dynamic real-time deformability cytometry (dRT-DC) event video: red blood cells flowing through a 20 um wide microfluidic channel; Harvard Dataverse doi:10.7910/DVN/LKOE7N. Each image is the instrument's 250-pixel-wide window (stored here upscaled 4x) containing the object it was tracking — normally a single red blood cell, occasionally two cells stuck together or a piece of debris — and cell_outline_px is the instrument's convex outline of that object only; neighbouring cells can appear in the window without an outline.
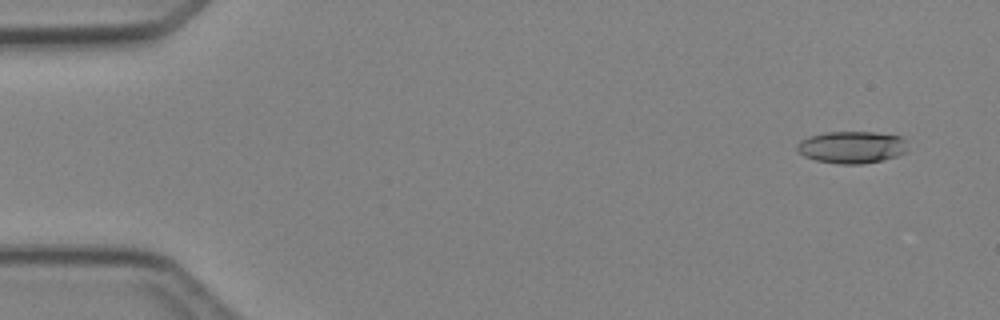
{"species": "Egyptian fruit bat (a non-hibernating species)", "species_latin": "Rousettus aegyptiacus", "temperature_condition": "cold", "stored_images_in_passage": 3, "camera_frame_rate_fps": 3000, "um_per_image_px": 0.085, "animal": {"sex": "female"}, "frame": {"image": 1, "passage_image": 1, "time_ms": 0.0, "image_size_px": [1000, 320], "cell_outline_px": [[908, 152], [884, 160], [864, 164], [840, 164], [816, 160], [804, 156], [796, 148], [796, 144], [800, 140], [808, 136], [824, 132], [876, 132], [900, 136], [904, 140], [908, 148]], "centroid_in_image_um": [72.41, 12.51], "position_along_channel_um": 12.6, "area_um2": 20.92}}